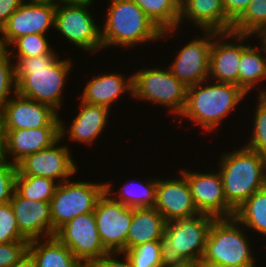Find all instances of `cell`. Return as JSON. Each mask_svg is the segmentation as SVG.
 Returning <instances> with one entry per match:
<instances>
[{"label": "cell", "mask_w": 266, "mask_h": 267, "mask_svg": "<svg viewBox=\"0 0 266 267\" xmlns=\"http://www.w3.org/2000/svg\"><path fill=\"white\" fill-rule=\"evenodd\" d=\"M59 55L54 49L41 56L11 57L15 62L16 93L47 104L58 112L62 107L67 77L74 67L71 58L62 59Z\"/></svg>", "instance_id": "cell-1"}, {"label": "cell", "mask_w": 266, "mask_h": 267, "mask_svg": "<svg viewBox=\"0 0 266 267\" xmlns=\"http://www.w3.org/2000/svg\"><path fill=\"white\" fill-rule=\"evenodd\" d=\"M82 267H91L90 265H83Z\"/></svg>", "instance_id": "cell-49"}, {"label": "cell", "mask_w": 266, "mask_h": 267, "mask_svg": "<svg viewBox=\"0 0 266 267\" xmlns=\"http://www.w3.org/2000/svg\"><path fill=\"white\" fill-rule=\"evenodd\" d=\"M22 5V0H0V29Z\"/></svg>", "instance_id": "cell-41"}, {"label": "cell", "mask_w": 266, "mask_h": 267, "mask_svg": "<svg viewBox=\"0 0 266 267\" xmlns=\"http://www.w3.org/2000/svg\"><path fill=\"white\" fill-rule=\"evenodd\" d=\"M209 81L207 79L187 88L186 103L179 115L193 122L192 125L201 126L206 134L216 131L247 95L237 85Z\"/></svg>", "instance_id": "cell-2"}, {"label": "cell", "mask_w": 266, "mask_h": 267, "mask_svg": "<svg viewBox=\"0 0 266 267\" xmlns=\"http://www.w3.org/2000/svg\"><path fill=\"white\" fill-rule=\"evenodd\" d=\"M163 32L162 37L167 40L174 32L179 31L180 1L181 0H133ZM167 37V38H166Z\"/></svg>", "instance_id": "cell-28"}, {"label": "cell", "mask_w": 266, "mask_h": 267, "mask_svg": "<svg viewBox=\"0 0 266 267\" xmlns=\"http://www.w3.org/2000/svg\"><path fill=\"white\" fill-rule=\"evenodd\" d=\"M220 157L217 169L222 177L224 194L227 203L236 210L253 193L266 186V156L242 146L232 152L224 151Z\"/></svg>", "instance_id": "cell-4"}, {"label": "cell", "mask_w": 266, "mask_h": 267, "mask_svg": "<svg viewBox=\"0 0 266 267\" xmlns=\"http://www.w3.org/2000/svg\"><path fill=\"white\" fill-rule=\"evenodd\" d=\"M133 267H165L162 241H151L124 251Z\"/></svg>", "instance_id": "cell-32"}, {"label": "cell", "mask_w": 266, "mask_h": 267, "mask_svg": "<svg viewBox=\"0 0 266 267\" xmlns=\"http://www.w3.org/2000/svg\"><path fill=\"white\" fill-rule=\"evenodd\" d=\"M187 179L196 209L200 214H208L215 218L234 217L235 210L227 203L222 177L217 171L178 169Z\"/></svg>", "instance_id": "cell-14"}, {"label": "cell", "mask_w": 266, "mask_h": 267, "mask_svg": "<svg viewBox=\"0 0 266 267\" xmlns=\"http://www.w3.org/2000/svg\"><path fill=\"white\" fill-rule=\"evenodd\" d=\"M58 183L53 179L39 176H16L15 191L33 201L50 202Z\"/></svg>", "instance_id": "cell-31"}, {"label": "cell", "mask_w": 266, "mask_h": 267, "mask_svg": "<svg viewBox=\"0 0 266 267\" xmlns=\"http://www.w3.org/2000/svg\"><path fill=\"white\" fill-rule=\"evenodd\" d=\"M123 260L118 259V257ZM122 256V257H121ZM91 267H133L125 252H107L100 259L94 261Z\"/></svg>", "instance_id": "cell-40"}, {"label": "cell", "mask_w": 266, "mask_h": 267, "mask_svg": "<svg viewBox=\"0 0 266 267\" xmlns=\"http://www.w3.org/2000/svg\"><path fill=\"white\" fill-rule=\"evenodd\" d=\"M55 237L83 264L91 265L109 252L103 245L94 212L78 215L60 227Z\"/></svg>", "instance_id": "cell-10"}, {"label": "cell", "mask_w": 266, "mask_h": 267, "mask_svg": "<svg viewBox=\"0 0 266 267\" xmlns=\"http://www.w3.org/2000/svg\"><path fill=\"white\" fill-rule=\"evenodd\" d=\"M200 267H225V266L212 264V263L200 262Z\"/></svg>", "instance_id": "cell-47"}, {"label": "cell", "mask_w": 266, "mask_h": 267, "mask_svg": "<svg viewBox=\"0 0 266 267\" xmlns=\"http://www.w3.org/2000/svg\"><path fill=\"white\" fill-rule=\"evenodd\" d=\"M109 73L91 76V79L85 83L79 99L85 103L104 106L111 110L112 106L117 104V100H121L122 94H131L130 97L133 98V74L126 78L124 74L118 72Z\"/></svg>", "instance_id": "cell-22"}, {"label": "cell", "mask_w": 266, "mask_h": 267, "mask_svg": "<svg viewBox=\"0 0 266 267\" xmlns=\"http://www.w3.org/2000/svg\"><path fill=\"white\" fill-rule=\"evenodd\" d=\"M259 38L260 44H257L259 47L249 44L242 51L239 62V87L247 96L251 90L256 91V89L258 95H266V88H261L262 85H260V82L263 84L266 79V42Z\"/></svg>", "instance_id": "cell-24"}, {"label": "cell", "mask_w": 266, "mask_h": 267, "mask_svg": "<svg viewBox=\"0 0 266 267\" xmlns=\"http://www.w3.org/2000/svg\"><path fill=\"white\" fill-rule=\"evenodd\" d=\"M253 36L233 31L218 32L210 48L208 80L239 86L241 53L248 46L246 43L248 38Z\"/></svg>", "instance_id": "cell-13"}, {"label": "cell", "mask_w": 266, "mask_h": 267, "mask_svg": "<svg viewBox=\"0 0 266 267\" xmlns=\"http://www.w3.org/2000/svg\"><path fill=\"white\" fill-rule=\"evenodd\" d=\"M55 11L56 6L51 3H22L0 29V47L8 48L25 35H46L51 27L54 29Z\"/></svg>", "instance_id": "cell-17"}, {"label": "cell", "mask_w": 266, "mask_h": 267, "mask_svg": "<svg viewBox=\"0 0 266 267\" xmlns=\"http://www.w3.org/2000/svg\"><path fill=\"white\" fill-rule=\"evenodd\" d=\"M214 216L199 214L166 222L162 247L167 262H200Z\"/></svg>", "instance_id": "cell-6"}, {"label": "cell", "mask_w": 266, "mask_h": 267, "mask_svg": "<svg viewBox=\"0 0 266 267\" xmlns=\"http://www.w3.org/2000/svg\"><path fill=\"white\" fill-rule=\"evenodd\" d=\"M28 241L19 231L10 202L0 205V244Z\"/></svg>", "instance_id": "cell-36"}, {"label": "cell", "mask_w": 266, "mask_h": 267, "mask_svg": "<svg viewBox=\"0 0 266 267\" xmlns=\"http://www.w3.org/2000/svg\"><path fill=\"white\" fill-rule=\"evenodd\" d=\"M92 0H51V4L58 6L62 4H81Z\"/></svg>", "instance_id": "cell-45"}, {"label": "cell", "mask_w": 266, "mask_h": 267, "mask_svg": "<svg viewBox=\"0 0 266 267\" xmlns=\"http://www.w3.org/2000/svg\"><path fill=\"white\" fill-rule=\"evenodd\" d=\"M15 93L14 62L9 50L0 47V109Z\"/></svg>", "instance_id": "cell-35"}, {"label": "cell", "mask_w": 266, "mask_h": 267, "mask_svg": "<svg viewBox=\"0 0 266 267\" xmlns=\"http://www.w3.org/2000/svg\"><path fill=\"white\" fill-rule=\"evenodd\" d=\"M22 3L26 4H48L51 0H22Z\"/></svg>", "instance_id": "cell-46"}, {"label": "cell", "mask_w": 266, "mask_h": 267, "mask_svg": "<svg viewBox=\"0 0 266 267\" xmlns=\"http://www.w3.org/2000/svg\"><path fill=\"white\" fill-rule=\"evenodd\" d=\"M78 113L74 116L69 128L66 122L60 117V138L64 140L68 137V141L82 143L87 146H92L99 138L109 123V115L111 110L104 106L91 105L81 101L79 98ZM64 122V123H63Z\"/></svg>", "instance_id": "cell-20"}, {"label": "cell", "mask_w": 266, "mask_h": 267, "mask_svg": "<svg viewBox=\"0 0 266 267\" xmlns=\"http://www.w3.org/2000/svg\"><path fill=\"white\" fill-rule=\"evenodd\" d=\"M166 221L154 208H132L126 250L151 241H162Z\"/></svg>", "instance_id": "cell-25"}, {"label": "cell", "mask_w": 266, "mask_h": 267, "mask_svg": "<svg viewBox=\"0 0 266 267\" xmlns=\"http://www.w3.org/2000/svg\"><path fill=\"white\" fill-rule=\"evenodd\" d=\"M180 177L157 178L156 203L154 208L166 222L176 219H188L199 215L196 209L189 183L181 173Z\"/></svg>", "instance_id": "cell-18"}, {"label": "cell", "mask_w": 266, "mask_h": 267, "mask_svg": "<svg viewBox=\"0 0 266 267\" xmlns=\"http://www.w3.org/2000/svg\"><path fill=\"white\" fill-rule=\"evenodd\" d=\"M260 37L266 42V31Z\"/></svg>", "instance_id": "cell-48"}, {"label": "cell", "mask_w": 266, "mask_h": 267, "mask_svg": "<svg viewBox=\"0 0 266 267\" xmlns=\"http://www.w3.org/2000/svg\"><path fill=\"white\" fill-rule=\"evenodd\" d=\"M12 267H37L32 255L27 251L22 258Z\"/></svg>", "instance_id": "cell-42"}, {"label": "cell", "mask_w": 266, "mask_h": 267, "mask_svg": "<svg viewBox=\"0 0 266 267\" xmlns=\"http://www.w3.org/2000/svg\"><path fill=\"white\" fill-rule=\"evenodd\" d=\"M6 160L5 154V130L3 129L2 120L0 117V162Z\"/></svg>", "instance_id": "cell-43"}, {"label": "cell", "mask_w": 266, "mask_h": 267, "mask_svg": "<svg viewBox=\"0 0 266 267\" xmlns=\"http://www.w3.org/2000/svg\"><path fill=\"white\" fill-rule=\"evenodd\" d=\"M28 252L37 267H82L83 264L55 236L29 241Z\"/></svg>", "instance_id": "cell-26"}, {"label": "cell", "mask_w": 266, "mask_h": 267, "mask_svg": "<svg viewBox=\"0 0 266 267\" xmlns=\"http://www.w3.org/2000/svg\"><path fill=\"white\" fill-rule=\"evenodd\" d=\"M17 165L7 160L0 162V205L6 204L11 200L15 190V177Z\"/></svg>", "instance_id": "cell-37"}, {"label": "cell", "mask_w": 266, "mask_h": 267, "mask_svg": "<svg viewBox=\"0 0 266 267\" xmlns=\"http://www.w3.org/2000/svg\"><path fill=\"white\" fill-rule=\"evenodd\" d=\"M62 141L60 138L52 146L26 156L17 164L16 176L46 177L58 184L73 179L79 166L72 157V148L68 143L60 145Z\"/></svg>", "instance_id": "cell-11"}, {"label": "cell", "mask_w": 266, "mask_h": 267, "mask_svg": "<svg viewBox=\"0 0 266 267\" xmlns=\"http://www.w3.org/2000/svg\"><path fill=\"white\" fill-rule=\"evenodd\" d=\"M165 267H200V262H167Z\"/></svg>", "instance_id": "cell-44"}, {"label": "cell", "mask_w": 266, "mask_h": 267, "mask_svg": "<svg viewBox=\"0 0 266 267\" xmlns=\"http://www.w3.org/2000/svg\"><path fill=\"white\" fill-rule=\"evenodd\" d=\"M46 36L29 34L19 37L7 49L11 57H34L49 54L54 48L50 46V41Z\"/></svg>", "instance_id": "cell-33"}, {"label": "cell", "mask_w": 266, "mask_h": 267, "mask_svg": "<svg viewBox=\"0 0 266 267\" xmlns=\"http://www.w3.org/2000/svg\"><path fill=\"white\" fill-rule=\"evenodd\" d=\"M186 21H190L189 25H195L200 31L227 32V15L223 0H181L178 29H181V24Z\"/></svg>", "instance_id": "cell-23"}, {"label": "cell", "mask_w": 266, "mask_h": 267, "mask_svg": "<svg viewBox=\"0 0 266 267\" xmlns=\"http://www.w3.org/2000/svg\"><path fill=\"white\" fill-rule=\"evenodd\" d=\"M29 241L0 244V267L14 266L28 251Z\"/></svg>", "instance_id": "cell-38"}, {"label": "cell", "mask_w": 266, "mask_h": 267, "mask_svg": "<svg viewBox=\"0 0 266 267\" xmlns=\"http://www.w3.org/2000/svg\"><path fill=\"white\" fill-rule=\"evenodd\" d=\"M105 191V182L69 179L58 184L49 202L52 229L56 232L76 216L94 212L99 198Z\"/></svg>", "instance_id": "cell-9"}, {"label": "cell", "mask_w": 266, "mask_h": 267, "mask_svg": "<svg viewBox=\"0 0 266 267\" xmlns=\"http://www.w3.org/2000/svg\"><path fill=\"white\" fill-rule=\"evenodd\" d=\"M133 74V98L168 108L176 118L186 103L187 86L166 68H142ZM177 115V116H176Z\"/></svg>", "instance_id": "cell-7"}, {"label": "cell", "mask_w": 266, "mask_h": 267, "mask_svg": "<svg viewBox=\"0 0 266 267\" xmlns=\"http://www.w3.org/2000/svg\"><path fill=\"white\" fill-rule=\"evenodd\" d=\"M60 112L17 93L0 109L4 130L60 127Z\"/></svg>", "instance_id": "cell-16"}, {"label": "cell", "mask_w": 266, "mask_h": 267, "mask_svg": "<svg viewBox=\"0 0 266 267\" xmlns=\"http://www.w3.org/2000/svg\"><path fill=\"white\" fill-rule=\"evenodd\" d=\"M244 229L235 217L215 218L200 262L225 267H256L259 259H255V251L250 243L252 239L246 235L247 229Z\"/></svg>", "instance_id": "cell-5"}, {"label": "cell", "mask_w": 266, "mask_h": 267, "mask_svg": "<svg viewBox=\"0 0 266 267\" xmlns=\"http://www.w3.org/2000/svg\"><path fill=\"white\" fill-rule=\"evenodd\" d=\"M256 108L253 114V129L249 140L244 145L246 148L266 156V95L256 96Z\"/></svg>", "instance_id": "cell-34"}, {"label": "cell", "mask_w": 266, "mask_h": 267, "mask_svg": "<svg viewBox=\"0 0 266 267\" xmlns=\"http://www.w3.org/2000/svg\"><path fill=\"white\" fill-rule=\"evenodd\" d=\"M198 36L177 50L171 65L167 66L172 75L187 87L208 79L210 48L213 38L218 33L201 30Z\"/></svg>", "instance_id": "cell-12"}, {"label": "cell", "mask_w": 266, "mask_h": 267, "mask_svg": "<svg viewBox=\"0 0 266 267\" xmlns=\"http://www.w3.org/2000/svg\"><path fill=\"white\" fill-rule=\"evenodd\" d=\"M231 31L260 37L266 31V0H251L244 13L232 24Z\"/></svg>", "instance_id": "cell-30"}, {"label": "cell", "mask_w": 266, "mask_h": 267, "mask_svg": "<svg viewBox=\"0 0 266 267\" xmlns=\"http://www.w3.org/2000/svg\"><path fill=\"white\" fill-rule=\"evenodd\" d=\"M101 25L102 45L107 48H134L152 41H161L162 31L133 0H109ZM105 23V24H104ZM106 48V49H105Z\"/></svg>", "instance_id": "cell-3"}, {"label": "cell", "mask_w": 266, "mask_h": 267, "mask_svg": "<svg viewBox=\"0 0 266 267\" xmlns=\"http://www.w3.org/2000/svg\"><path fill=\"white\" fill-rule=\"evenodd\" d=\"M127 180L117 192L113 190L112 181L105 183L106 193L115 201L122 203L126 207L131 208H151L156 203L157 178L148 179L146 181ZM112 183V184H111Z\"/></svg>", "instance_id": "cell-27"}, {"label": "cell", "mask_w": 266, "mask_h": 267, "mask_svg": "<svg viewBox=\"0 0 266 267\" xmlns=\"http://www.w3.org/2000/svg\"><path fill=\"white\" fill-rule=\"evenodd\" d=\"M251 0H223V7L227 15V32L232 24L244 13Z\"/></svg>", "instance_id": "cell-39"}, {"label": "cell", "mask_w": 266, "mask_h": 267, "mask_svg": "<svg viewBox=\"0 0 266 267\" xmlns=\"http://www.w3.org/2000/svg\"><path fill=\"white\" fill-rule=\"evenodd\" d=\"M234 217L252 233L266 239V186L253 193L235 210ZM254 231V232H253Z\"/></svg>", "instance_id": "cell-29"}, {"label": "cell", "mask_w": 266, "mask_h": 267, "mask_svg": "<svg viewBox=\"0 0 266 267\" xmlns=\"http://www.w3.org/2000/svg\"><path fill=\"white\" fill-rule=\"evenodd\" d=\"M97 229L109 252L126 251V238L132 222V208L115 201L106 191L94 209Z\"/></svg>", "instance_id": "cell-15"}, {"label": "cell", "mask_w": 266, "mask_h": 267, "mask_svg": "<svg viewBox=\"0 0 266 267\" xmlns=\"http://www.w3.org/2000/svg\"><path fill=\"white\" fill-rule=\"evenodd\" d=\"M94 1L58 5L55 11V31L61 34L66 42L89 54L103 51L101 26L94 20L95 17L89 7L94 5Z\"/></svg>", "instance_id": "cell-8"}, {"label": "cell", "mask_w": 266, "mask_h": 267, "mask_svg": "<svg viewBox=\"0 0 266 267\" xmlns=\"http://www.w3.org/2000/svg\"><path fill=\"white\" fill-rule=\"evenodd\" d=\"M9 202L16 217L18 229L28 241L55 236L49 202L24 198L15 190Z\"/></svg>", "instance_id": "cell-19"}, {"label": "cell", "mask_w": 266, "mask_h": 267, "mask_svg": "<svg viewBox=\"0 0 266 267\" xmlns=\"http://www.w3.org/2000/svg\"><path fill=\"white\" fill-rule=\"evenodd\" d=\"M59 139L60 127L5 130L6 160L17 165L26 156L52 146Z\"/></svg>", "instance_id": "cell-21"}]
</instances>
